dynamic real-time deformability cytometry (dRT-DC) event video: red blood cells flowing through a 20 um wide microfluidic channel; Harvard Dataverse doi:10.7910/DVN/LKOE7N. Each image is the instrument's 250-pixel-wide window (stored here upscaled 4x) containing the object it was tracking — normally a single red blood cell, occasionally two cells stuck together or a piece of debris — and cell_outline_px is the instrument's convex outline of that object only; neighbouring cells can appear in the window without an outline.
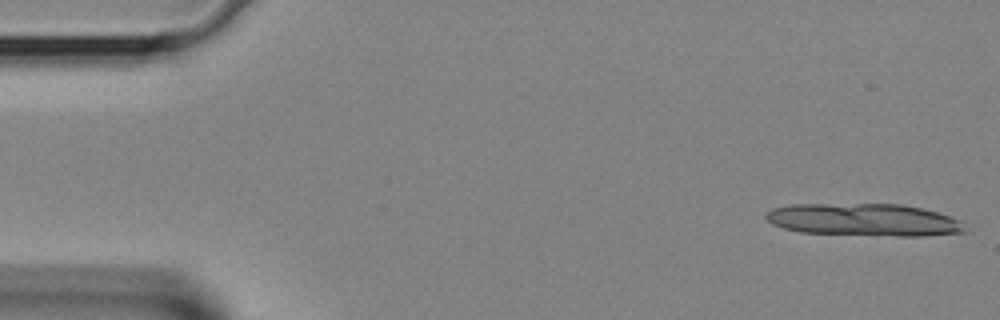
{"species": "Egyptian fruit bat (a non-hibernating species)", "species_latin": "Rousettus aegyptiacus", "temperature_condition": "room temperature", "stored_images_in_passage": 6, "camera_frame_rate_fps": 3000, "um_per_image_px": 0.085, "animal": {"sex": "female"}, "frame": {"image": 1, "passage_image": 1, "time_ms": 0.0, "image_size_px": [1000, 320], "cell_outline_px": [[968, 232], [924, 236], [876, 236], [800, 232], [784, 228], [772, 224], [764, 216], [772, 208], [792, 204], [900, 204], [924, 208], [960, 220]], "centroid_in_image_um": [73.45, 18.69], "position_along_channel_um": 11.5, "area_um2": 37.97}}